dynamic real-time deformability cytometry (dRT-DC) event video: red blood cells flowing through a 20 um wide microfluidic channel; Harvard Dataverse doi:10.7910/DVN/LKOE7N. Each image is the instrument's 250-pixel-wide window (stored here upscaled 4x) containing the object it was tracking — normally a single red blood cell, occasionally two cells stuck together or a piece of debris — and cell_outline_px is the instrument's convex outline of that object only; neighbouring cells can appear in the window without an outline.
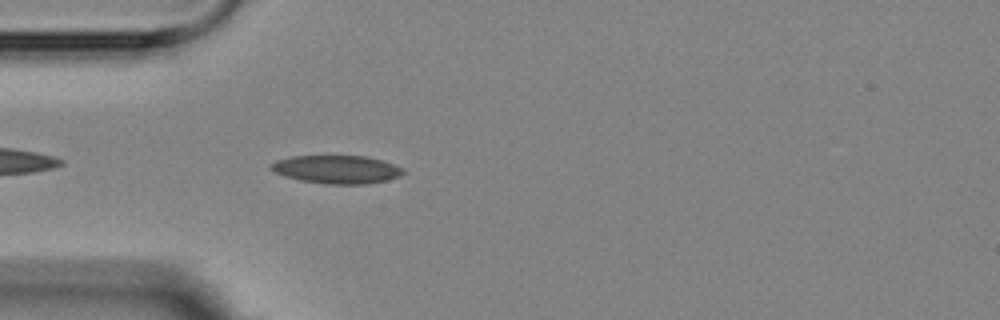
{"species": "Egyptian fruit bat (a non-hibernating species)", "species_latin": "Rousettus aegyptiacus", "temperature_condition": "room temperature", "stored_images_in_passage": 4, "camera_frame_rate_fps": 3000, "um_per_image_px": 0.085, "animal": {"sex": "female"}, "frame": {"image": 1, "passage_image": 4, "time_ms": 3.333, "image_size_px": [1000, 320], "cell_outline_px": [[404, 172], [400, 176], [388, 180], [364, 184], [324, 184], [300, 180], [284, 176], [268, 168], [276, 160], [292, 156], [368, 156], [404, 168]], "centroid_in_image_um": [28.62, 14.4], "position_along_channel_um": 56.4, "area_um2": 21.68}}